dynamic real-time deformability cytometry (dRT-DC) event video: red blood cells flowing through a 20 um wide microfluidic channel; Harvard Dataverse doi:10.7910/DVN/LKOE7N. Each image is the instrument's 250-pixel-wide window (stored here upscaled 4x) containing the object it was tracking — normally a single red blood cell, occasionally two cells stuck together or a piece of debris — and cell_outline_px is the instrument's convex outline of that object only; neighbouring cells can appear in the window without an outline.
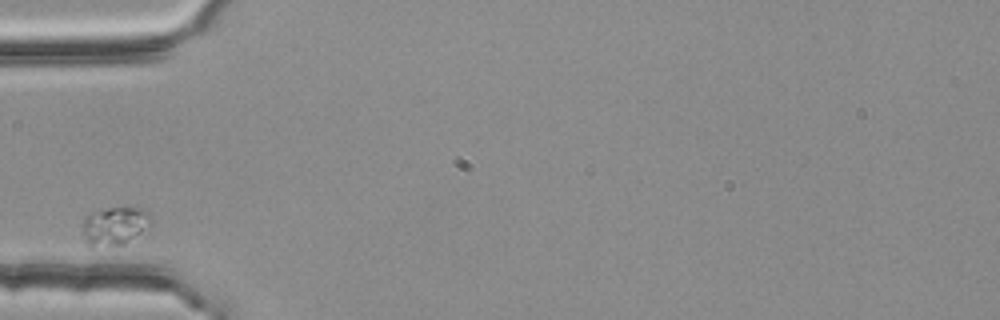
{"species": "common noctule bat (a hibernating species)", "species_latin": "Nyctalus noctula", "temperature_condition": "room temperature", "stored_images_in_passage": 1, "camera_frame_rate_fps": 3000, "um_per_image_px": 0.085, "animal": {"sex": "female", "body_mass_g": 25.1}, "frame": {"image": 1, "passage_image": 1, "time_ms": 0.0, "image_size_px": [1000, 320], "cell_outline_px": [[152, 224], [148, 228], [124, 244], [92, 248], [88, 248], [80, 228], [84, 216], [88, 212], [104, 208], [132, 204], [136, 204], [144, 208], [152, 216]], "centroid_in_image_um": [9.74, 19.14], "position_along_channel_um": 75.3, "area_um2": 16.65}}